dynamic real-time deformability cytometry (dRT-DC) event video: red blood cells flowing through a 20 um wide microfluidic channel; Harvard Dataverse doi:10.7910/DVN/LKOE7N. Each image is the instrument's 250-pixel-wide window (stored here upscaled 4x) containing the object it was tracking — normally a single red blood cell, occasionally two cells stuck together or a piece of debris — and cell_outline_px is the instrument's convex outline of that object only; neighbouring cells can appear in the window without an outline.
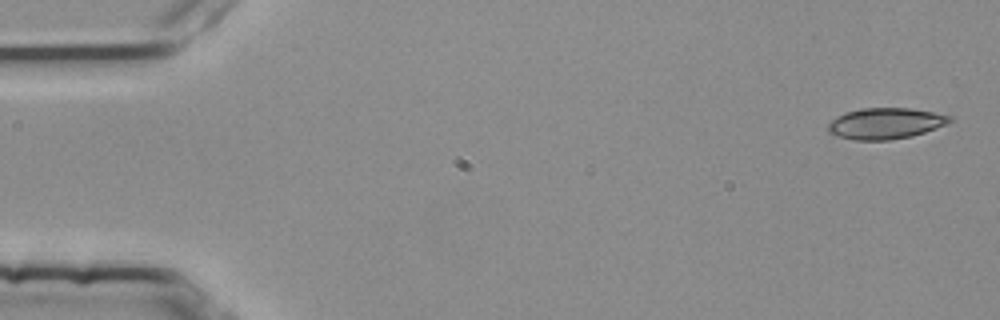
{"species": "common noctule bat (a hibernating species)", "species_latin": "Nyctalus noctula", "temperature_condition": "room temperature", "stored_images_in_passage": 4, "camera_frame_rate_fps": 3000, "um_per_image_px": 0.085, "animal": {"sex": "female", "body_mass_g": 25.1}, "frame": {"image": 1, "passage_image": 1, "time_ms": 0.0, "image_size_px": [1000, 320], "cell_outline_px": [[952, 120], [948, 124], [912, 136], [888, 140], [856, 140], [836, 136], [828, 132], [828, 124], [836, 116], [848, 112], [864, 108], [912, 108], [952, 116]], "centroid_in_image_um": [75.27, 10.49], "position_along_channel_um": 9.7, "area_um2": 21.96}}
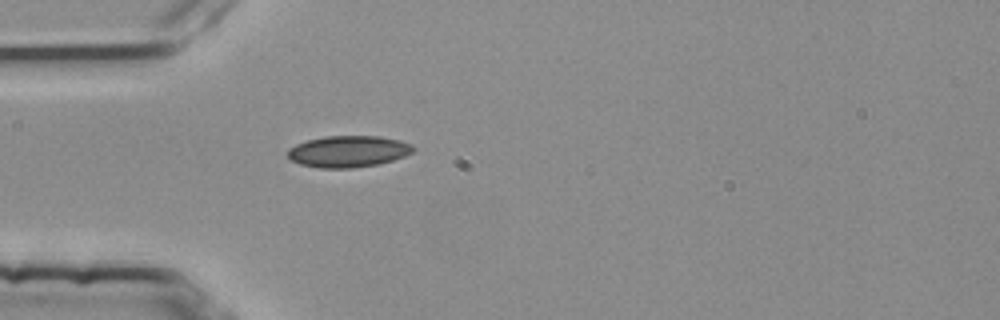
{"frame": {"image": 2, "passage_image": 4, "time_ms": 1.0, "image_size_px": [1000, 320], "cell_outline_px": [[416, 148], [412, 152], [404, 156], [392, 160], [376, 164], [352, 168], [320, 168], [300, 164], [292, 160], [288, 156], [288, 148], [296, 144], [308, 140], [324, 136], [380, 136], [400, 140], [412, 144]], "centroid_in_image_um": [29.61, 12.86], "position_along_channel_um": 55.4, "area_um2": 23.0}}